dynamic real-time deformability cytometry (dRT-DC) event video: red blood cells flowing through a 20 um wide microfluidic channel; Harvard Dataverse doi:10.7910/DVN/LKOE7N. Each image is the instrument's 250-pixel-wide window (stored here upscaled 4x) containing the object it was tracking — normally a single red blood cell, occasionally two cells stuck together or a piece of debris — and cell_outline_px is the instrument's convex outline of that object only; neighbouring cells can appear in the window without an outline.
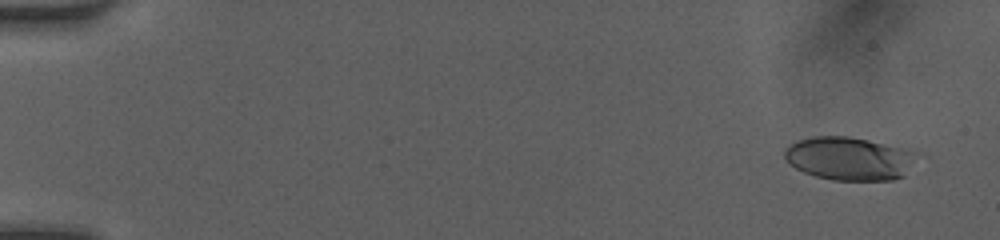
{"species": "human", "species_latin": "Homo sapiens", "temperature_condition": "room temperature", "stored_images_in_passage": 50, "camera_frame_rate_fps": 3000, "um_per_image_px": 0.085, "donor": {"sex": "female"}, "frame": {"image": 1, "passage_image": 3, "time_ms": 0.667, "image_size_px": [1000, 240], "cell_outline_px": [[920, 152], [904, 176], [892, 180], [832, 180], [816, 176], [804, 172], [788, 164], [784, 156], [784, 148], [796, 140], [812, 136], [848, 136], [868, 140]], "centroid_in_image_um": [72.16, 13.47], "position_along_channel_um": 12.8, "area_um2": 33.52}}
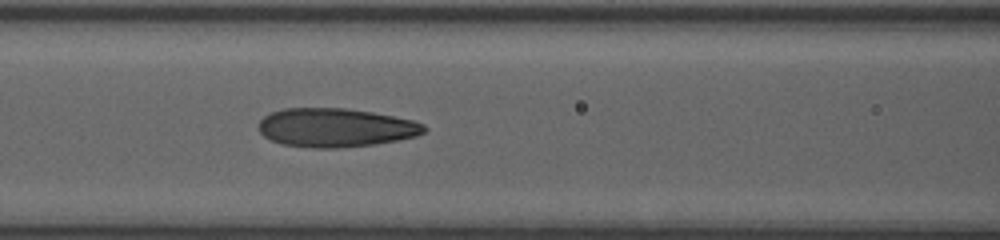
{"frame": {"image": 2, "passage_image": 23, "time_ms": 7.333, "image_size_px": [1000, 240], "cell_outline_px": [[428, 128], [424, 132], [416, 136], [376, 144], [336, 148], [312, 148], [280, 144], [264, 136], [256, 128], [260, 120], [264, 116], [272, 112], [284, 108], [344, 108], [372, 112], [412, 120], [424, 124]], "centroid_in_image_um": [28.49, 10.85], "position_along_channel_um": 138.1, "area_um2": 37.45}}
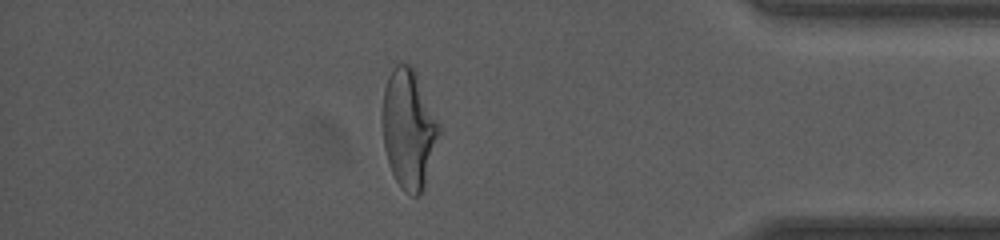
{"frame": {"image": 3, "passage_image": 44, "time_ms": 14.333, "image_size_px": [1000, 240], "cell_outline_px": [[440, 132], [424, 184], [420, 196], [412, 196], [404, 192], [400, 188], [392, 172], [384, 148], [384, 88], [388, 76], [392, 68], [396, 64], [408, 64], [416, 72], [440, 124]], "centroid_in_image_um": [34.75, 10.96], "position_along_channel_um": 400.4, "area_um2": 38.61}, "authors_computed_cell_mechanics": {"area_um2": 36.4718, "velocity_mm_per_s": 4.1686, "shape_relaxation_time_tau1_ms": 4.2516, "shape_relaxation_time_tau2_ms": 1.2356, "deformation_change_tau1": 0.1868, "deformation_change_tau2": 0.1012}}